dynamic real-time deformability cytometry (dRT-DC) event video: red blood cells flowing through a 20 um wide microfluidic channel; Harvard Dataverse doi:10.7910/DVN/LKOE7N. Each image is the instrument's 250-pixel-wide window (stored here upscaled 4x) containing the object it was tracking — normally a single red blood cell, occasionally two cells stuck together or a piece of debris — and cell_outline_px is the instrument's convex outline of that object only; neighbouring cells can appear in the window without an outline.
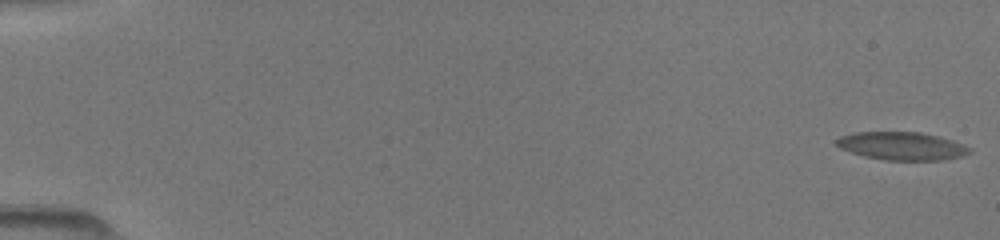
{"species": "common noctule bat (a hibernating species)", "species_latin": "Nyctalus noctula", "temperature_condition": "room temperature", "stored_images_in_passage": 51, "camera_frame_rate_fps": 3000, "um_per_image_px": 0.085, "animal": {"sex": "female", "body_mass_g": 19.5, "forearm_length_mm": 54.1}, "frame": {"image": 1, "passage_image": 1, "time_ms": 0.0, "image_size_px": [1000, 240], "cell_outline_px": [[972, 152], [964, 156], [944, 160], [884, 160], [864, 156], [840, 148], [836, 144], [836, 140], [840, 136], [856, 132], [920, 132], [936, 136], [972, 148]], "centroid_in_image_um": [76.65, 12.42], "position_along_channel_um": 8.3, "area_um2": 21.56}}
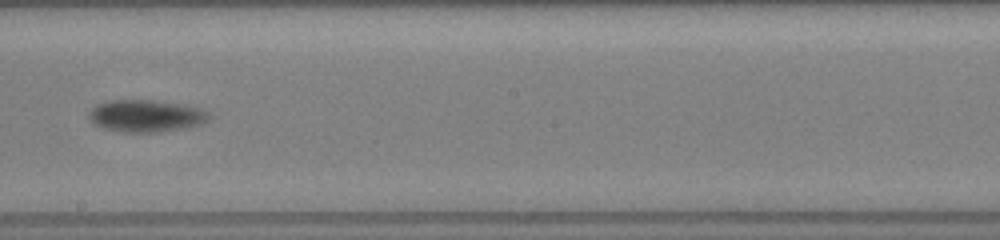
{"frame": {"image": 2, "passage_image": 30, "time_ms": 9.667, "image_size_px": [1000, 240], "cell_outline_px": [[212, 116], [208, 120], [200, 124], [184, 128], [156, 132], [124, 132], [104, 128], [96, 124], [88, 116], [88, 112], [96, 104], [108, 100], [152, 100], [180, 104], [200, 108], [208, 112]], "centroid_in_image_um": [12.41, 9.84], "position_along_channel_um": 235.8, "area_um2": 22.37}}
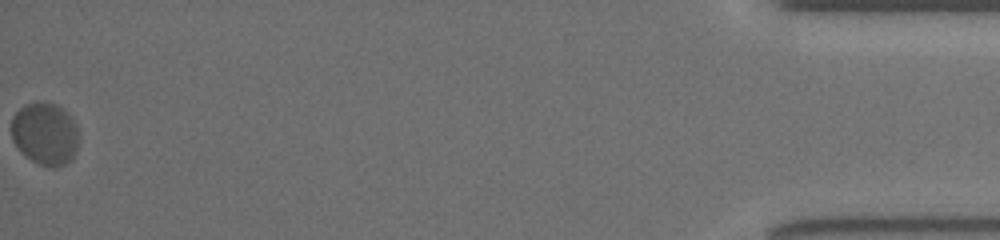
{"frame": {"image": 3, "passage_image": 51, "time_ms": 16.667, "image_size_px": [1000, 240], "cell_outline_px": [[76, 152], [72, 160], [56, 168], [52, 168], [36, 164], [12, 140], [12, 116], [24, 104], [36, 100], [44, 100], [56, 104], [64, 108], [76, 124]], "centroid_in_image_um": [3.83, 11.33], "position_along_channel_um": 431.4, "area_um2": 24.68}}